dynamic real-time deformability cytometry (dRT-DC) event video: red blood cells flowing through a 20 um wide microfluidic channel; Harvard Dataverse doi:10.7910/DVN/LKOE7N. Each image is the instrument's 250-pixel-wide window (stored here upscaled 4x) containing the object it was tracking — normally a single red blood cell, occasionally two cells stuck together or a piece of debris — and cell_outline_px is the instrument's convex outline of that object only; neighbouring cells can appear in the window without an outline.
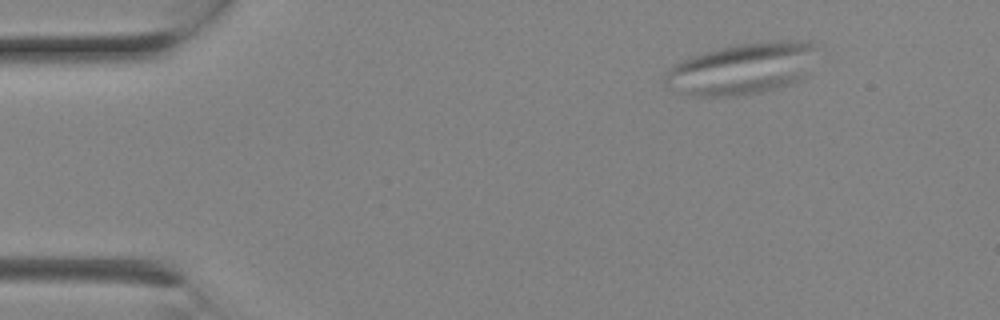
{"species": "Egyptian fruit bat (a non-hibernating species)", "species_latin": "Rousettus aegyptiacus", "temperature_condition": "room temperature", "stored_images_in_passage": 9, "camera_frame_rate_fps": 3000, "um_per_image_px": 0.085, "animal": {"sex": "female"}, "frame": {"image": 1, "passage_image": 4, "time_ms": 1.0, "image_size_px": [1000, 320], "cell_outline_px": [[820, 44], [808, 76], [804, 80], [764, 92], [736, 96], [696, 96], [680, 92], [668, 88], [660, 80], [680, 60], [704, 52], [736, 44], [776, 40], [812, 40]], "centroid_in_image_um": [63.19, 5.82], "position_along_channel_um": 21.8, "area_um2": 46.7}}
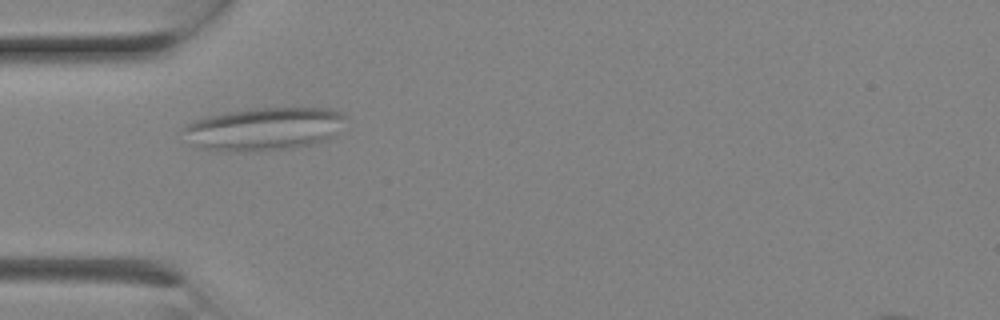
{"frame": {"image": 2, "passage_image": 8, "time_ms": 2.333, "image_size_px": [1000, 320], "cell_outline_px": [[348, 116], [332, 136], [328, 140], [312, 144], [292, 148], [252, 152], [228, 152], [196, 148], [192, 144], [184, 128], [188, 124], [196, 120], [212, 116], [252, 108], [332, 108], [344, 112]], "centroid_in_image_um": [22.51, 10.97], "position_along_channel_um": 62.5, "area_um2": 40.58}}